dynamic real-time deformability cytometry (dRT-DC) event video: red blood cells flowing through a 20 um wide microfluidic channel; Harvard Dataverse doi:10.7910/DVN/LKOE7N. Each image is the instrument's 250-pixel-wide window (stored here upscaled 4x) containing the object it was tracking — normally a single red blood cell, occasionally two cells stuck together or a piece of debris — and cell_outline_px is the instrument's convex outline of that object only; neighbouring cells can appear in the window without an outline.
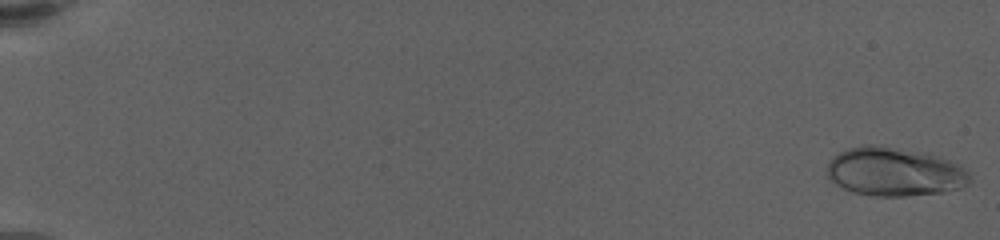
{"species": "human", "species_latin": "Homo sapiens", "temperature_condition": "warm", "stored_images_in_passage": 38, "camera_frame_rate_fps": 3000, "um_per_image_px": 0.085, "donor": {"sex": "female"}, "frame": {"image": 1, "passage_image": 1, "time_ms": 0.0, "image_size_px": [1000, 240], "cell_outline_px": [[972, 180], [968, 184], [960, 188], [944, 192], [908, 196], [872, 196], [852, 192], [836, 184], [828, 176], [828, 164], [840, 152], [848, 148], [864, 144], [872, 144], [920, 152], [936, 156], [960, 164], [972, 176]], "centroid_in_image_um": [76.07, 14.62], "position_along_channel_um": 8.9, "area_um2": 40.4}}
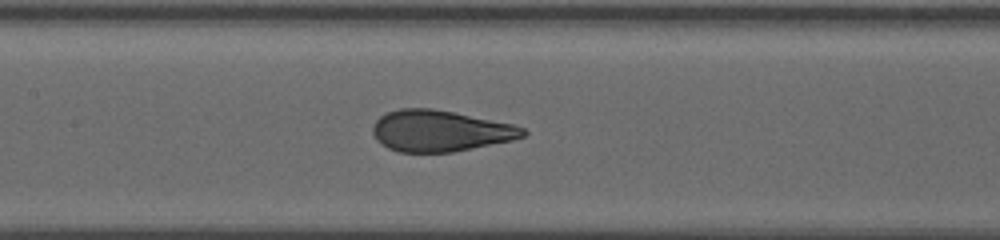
{"frame": {"image": 2, "passage_image": 20, "time_ms": 10.667, "image_size_px": [1000, 240], "cell_outline_px": [[528, 132], [524, 136], [512, 140], [452, 152], [400, 152], [388, 148], [380, 144], [376, 140], [372, 132], [372, 128], [376, 120], [380, 116], [388, 112], [400, 108], [432, 108], [512, 124], [524, 128]], "centroid_in_image_um": [37.37, 11.13], "position_along_channel_um": 170.0, "area_um2": 35.89}}
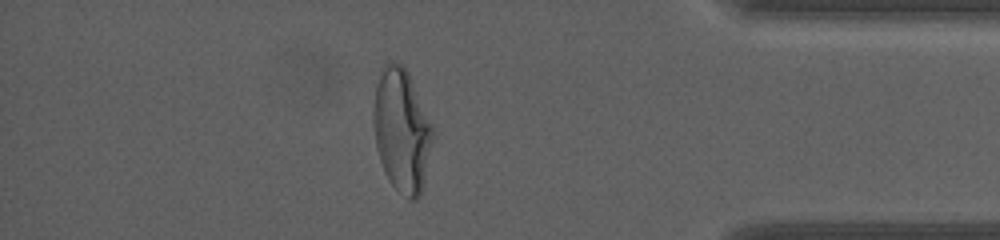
{"frame": {"image": 3, "passage_image": 34, "time_ms": 18.333, "image_size_px": [1000, 240], "cell_outline_px": [[436, 136], [424, 184], [420, 196], [416, 200], [408, 200], [388, 180], [384, 172], [376, 148], [372, 120], [372, 112], [376, 88], [380, 68], [388, 60], [400, 64], [408, 72], [436, 132]], "centroid_in_image_um": [34.17, 11.11], "position_along_channel_um": 401.0, "area_um2": 43.52}, "authors_computed_cell_mechanics": {"area_um2": 36.9631, "velocity_mm_per_s": 3.3543, "shape_relaxation_time_tau1_ms": 5.8279, "shape_relaxation_time_tau2_ms": null, "deformation_change_tau1": 0.2241, "deformation_change_tau2": null}}